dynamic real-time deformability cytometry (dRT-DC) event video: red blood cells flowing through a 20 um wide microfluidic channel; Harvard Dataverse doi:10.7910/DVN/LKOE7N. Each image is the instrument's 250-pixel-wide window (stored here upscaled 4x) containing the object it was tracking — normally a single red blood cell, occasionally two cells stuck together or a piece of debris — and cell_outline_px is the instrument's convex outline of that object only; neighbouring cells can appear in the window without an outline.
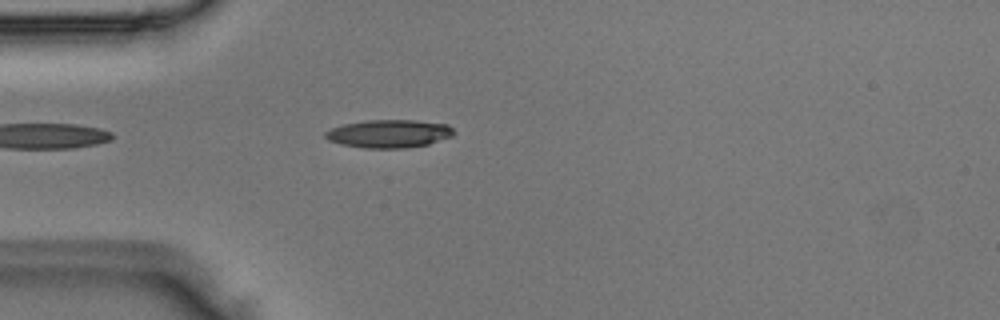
{"species": "Egyptian fruit bat (a non-hibernating species)", "species_latin": "Rousettus aegyptiacus", "temperature_condition": "room temperature", "stored_images_in_passage": 1, "camera_frame_rate_fps": 3000, "um_per_image_px": 0.085, "animal": {"sex": "male"}, "frame": {"image": 1, "passage_image": 1, "time_ms": 0.0, "image_size_px": [1000, 320], "cell_outline_px": [[456, 132], [452, 136], [428, 144], [404, 148], [364, 148], [340, 144], [328, 140], [324, 136], [324, 132], [332, 128], [344, 124], [364, 120], [416, 120], [448, 124]], "centroid_in_image_um": [33.06, 11.36], "position_along_channel_um": 51.9, "area_um2": 21.1}}